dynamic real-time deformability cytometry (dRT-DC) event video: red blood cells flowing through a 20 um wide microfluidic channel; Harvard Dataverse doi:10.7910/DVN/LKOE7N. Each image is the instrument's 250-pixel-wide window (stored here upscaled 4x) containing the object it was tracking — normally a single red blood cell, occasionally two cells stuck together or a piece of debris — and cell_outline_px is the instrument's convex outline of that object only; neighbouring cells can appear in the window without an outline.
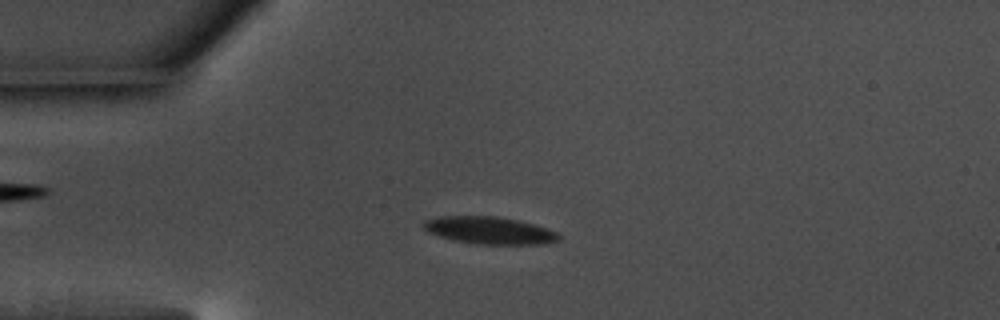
{"species": "common noctule bat (a hibernating species)", "species_latin": "Nyctalus noctula", "temperature_condition": "warm", "stored_images_in_passage": 46, "camera_frame_rate_fps": 3000, "um_per_image_px": 0.085, "animal": {"sex": "male", "body_mass_g": 17.5, "forearm_length_mm": 52.3}, "frame": {"image": 1, "passage_image": 4, "time_ms": 1.0, "image_size_px": [1000, 320], "cell_outline_px": [[560, 240], [540, 244], [476, 244], [452, 240], [428, 232], [424, 228], [424, 220], [436, 216], [496, 216], [516, 220], [532, 224], [556, 232], [560, 236]], "centroid_in_image_um": [41.55, 19.58], "position_along_channel_um": 43.4, "area_um2": 21.33}}
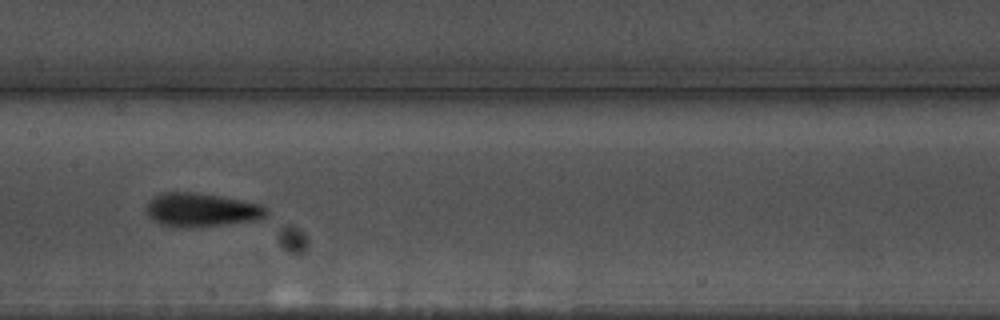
{"frame": {"image": 2, "passage_image": 18, "time_ms": 5.667, "image_size_px": [1000, 320], "cell_outline_px": [[272, 212], [268, 216], [256, 220], [228, 224], [188, 228], [160, 224], [148, 216], [144, 208], [148, 200], [152, 196], [160, 192], [196, 192], [220, 196], [260, 204], [268, 208]], "centroid_in_image_um": [17.12, 17.83], "position_along_channel_um": 190.3, "area_um2": 24.04}}
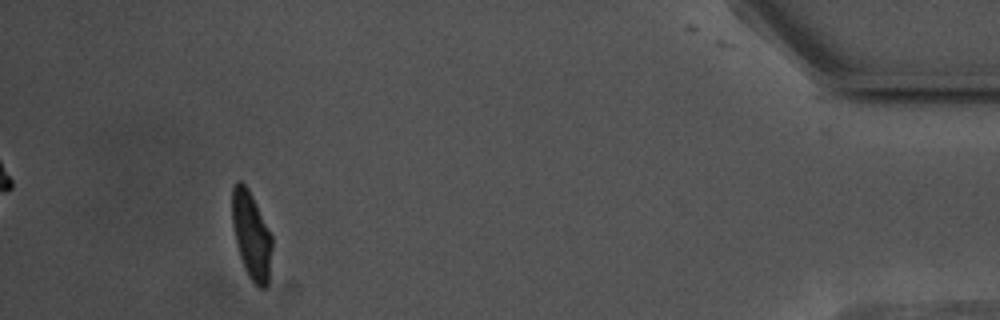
{"frame": {"image": 3, "passage_image": 42, "time_ms": 13.667, "image_size_px": [1000, 320], "cell_outline_px": [[272, 248], [268, 288], [260, 288], [248, 276], [244, 268], [240, 256], [232, 224], [232, 184], [240, 180], [248, 188], [272, 236]], "centroid_in_image_um": [21.37, 20.02], "position_along_channel_um": 413.8, "area_um2": 20.23}, "authors_computed_cell_mechanics": {"area_um2": 21.6461, "velocity_mm_per_s": 3.6102, "shape_relaxation_time_tau1_ms": 4.6213, "shape_relaxation_time_tau2_ms": 1.595, "deformation_change_tau1": 0.1534, "deformation_change_tau2": 0.0522}}